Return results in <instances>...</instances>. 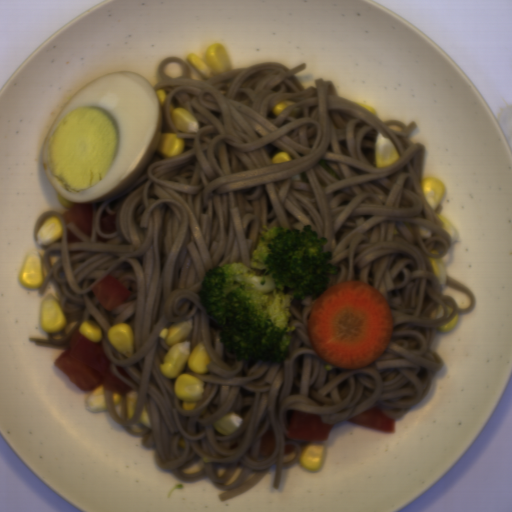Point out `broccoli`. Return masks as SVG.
<instances>
[{
	"instance_id": "broccoli-1",
	"label": "broccoli",
	"mask_w": 512,
	"mask_h": 512,
	"mask_svg": "<svg viewBox=\"0 0 512 512\" xmlns=\"http://www.w3.org/2000/svg\"><path fill=\"white\" fill-rule=\"evenodd\" d=\"M250 267L242 261L213 266L196 292L207 325L219 333L220 344L236 361L261 360L281 364L289 358L288 325L293 298L315 300L339 274L324 251L328 239L311 225H263Z\"/></svg>"
}]
</instances>
